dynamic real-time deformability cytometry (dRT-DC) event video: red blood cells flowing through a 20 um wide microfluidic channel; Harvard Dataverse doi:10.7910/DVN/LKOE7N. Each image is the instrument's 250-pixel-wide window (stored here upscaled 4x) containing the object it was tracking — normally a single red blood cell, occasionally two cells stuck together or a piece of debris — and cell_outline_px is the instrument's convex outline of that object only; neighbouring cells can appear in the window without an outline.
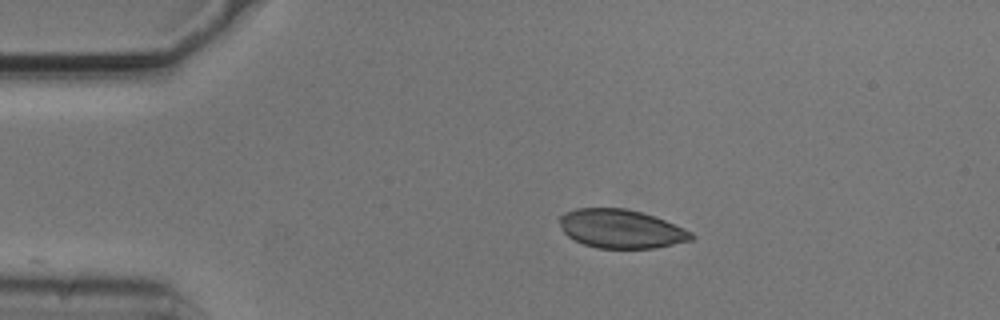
{"species": "common noctule bat (a hibernating species)", "species_latin": "Nyctalus noctula", "temperature_condition": "cold", "stored_images_in_passage": 45, "camera_frame_rate_fps": 3000, "um_per_image_px": 0.085, "animal": {"sex": "male", "body_mass_g": 20.5, "forearm_length_mm": 52.5}, "frame": {"image": 1, "passage_image": 1, "time_ms": 0.0, "image_size_px": [1000, 320], "cell_outline_px": [[696, 236], [692, 240], [656, 248], [596, 248], [584, 244], [568, 236], [564, 232], [560, 224], [560, 216], [564, 212], [576, 208], [624, 208], [640, 212], [664, 220], [684, 228], [692, 232]], "centroid_in_image_um": [52.79, 19.45], "position_along_channel_um": 32.2, "area_um2": 29.59}}
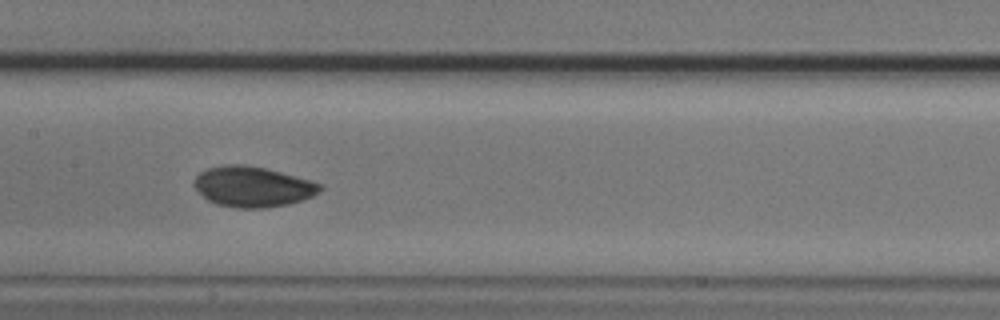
{"frame": {"image": 2, "passage_image": 17, "time_ms": 5.333, "image_size_px": [1000, 320], "cell_outline_px": [[324, 188], [312, 196], [304, 200], [288, 204], [264, 208], [236, 208], [216, 204], [208, 200], [192, 184], [192, 180], [200, 172], [208, 168], [224, 164], [244, 164], [264, 168], [280, 172], [308, 180], [320, 184]], "centroid_in_image_um": [21.45, 15.87], "position_along_channel_um": 186.0, "area_um2": 29.59}}
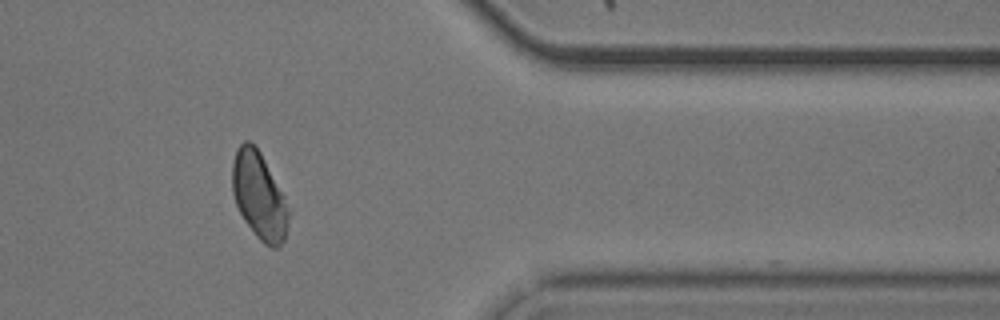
{"frame": {"image": 3, "passage_image": 35, "time_ms": 11.333, "image_size_px": [1000, 320], "cell_outline_px": [[288, 220], [284, 240], [276, 248], [272, 248], [264, 244], [256, 236], [244, 220], [236, 204], [232, 192], [232, 164], [236, 148], [244, 140], [248, 140], [256, 144], [284, 196], [288, 212]], "centroid_in_image_um": [21.99, 16.6], "position_along_channel_um": 389.4, "area_um2": 28.38}, "authors_computed_cell_mechanics": {"area_um2": 29.3624, "velocity_mm_per_s": 3.7176, "shape_relaxation_time_tau1_ms": 3.7043, "shape_relaxation_time_tau2_ms": null, "deformation_change_tau1": 0.1289, "deformation_change_tau2": null}}